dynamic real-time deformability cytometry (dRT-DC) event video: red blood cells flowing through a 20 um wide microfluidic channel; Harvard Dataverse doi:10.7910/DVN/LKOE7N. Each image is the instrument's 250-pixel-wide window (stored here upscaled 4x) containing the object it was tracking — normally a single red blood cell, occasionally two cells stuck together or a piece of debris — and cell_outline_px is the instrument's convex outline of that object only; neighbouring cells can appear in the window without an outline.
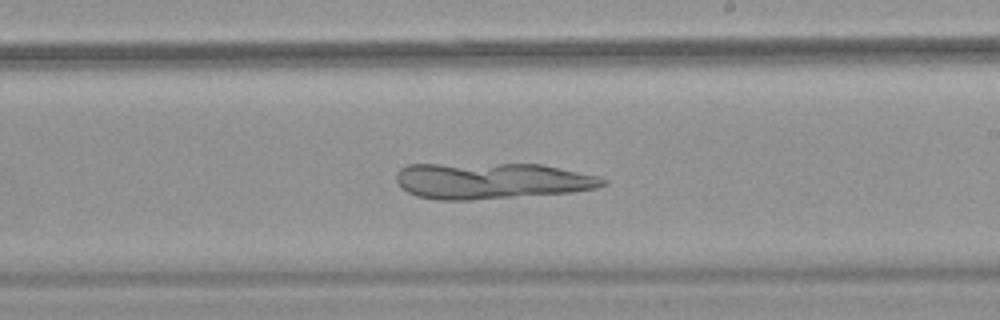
{"species": "common noctule bat (a hibernating species)", "species_latin": "Nyctalus noctula", "temperature_condition": "warm", "stored_images_in_passage": 41, "camera_frame_rate_fps": 3000, "um_per_image_px": 0.085, "animal": {"sex": "female", "body_mass_g": 18.4}, "frame": {"image": 1, "passage_image": 24, "time_ms": 7.667, "image_size_px": [1000, 320], "cell_outline_px": [[608, 184], [596, 188], [572, 192], [472, 200], [436, 200], [416, 196], [400, 188], [396, 180], [396, 172], [400, 168], [408, 164], [540, 164], [600, 176], [608, 180]], "centroid_in_image_um": [41.76, 15.37], "position_along_channel_um": 247.2, "area_um2": 43.93}}